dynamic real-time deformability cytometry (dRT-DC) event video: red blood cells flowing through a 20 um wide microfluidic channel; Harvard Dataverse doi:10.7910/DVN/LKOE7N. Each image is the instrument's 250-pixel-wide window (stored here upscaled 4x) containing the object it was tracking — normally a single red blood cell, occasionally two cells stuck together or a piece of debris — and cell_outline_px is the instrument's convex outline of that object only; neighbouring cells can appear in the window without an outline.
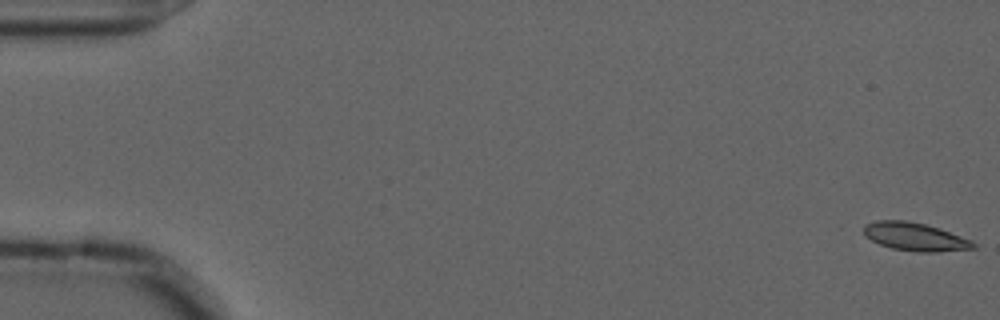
{"species": "common noctule bat (a hibernating species)", "species_latin": "Nyctalus noctula", "temperature_condition": "cold", "stored_images_in_passage": 17, "camera_frame_rate_fps": 3000, "um_per_image_px": 0.085, "animal": {"sex": "male", "forearm_length_mm": 52.5}, "frame": {"image": 1, "passage_image": 1, "time_ms": 0.0, "image_size_px": [1000, 320], "cell_outline_px": [[976, 248], [940, 252], [916, 252], [892, 248], [880, 244], [864, 236], [864, 224], [876, 220], [908, 220], [940, 228], [972, 240], [976, 244]], "centroid_in_image_um": [77.79, 20.12], "position_along_channel_um": 7.2, "area_um2": 18.15}}